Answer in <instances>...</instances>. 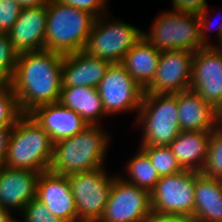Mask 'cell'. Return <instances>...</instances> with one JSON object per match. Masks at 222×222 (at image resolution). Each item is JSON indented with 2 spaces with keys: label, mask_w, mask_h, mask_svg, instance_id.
<instances>
[{
  "label": "cell",
  "mask_w": 222,
  "mask_h": 222,
  "mask_svg": "<svg viewBox=\"0 0 222 222\" xmlns=\"http://www.w3.org/2000/svg\"><path fill=\"white\" fill-rule=\"evenodd\" d=\"M41 173L25 169L0 167V206L21 213L36 197L37 182Z\"/></svg>",
  "instance_id": "15"
},
{
  "label": "cell",
  "mask_w": 222,
  "mask_h": 222,
  "mask_svg": "<svg viewBox=\"0 0 222 222\" xmlns=\"http://www.w3.org/2000/svg\"><path fill=\"white\" fill-rule=\"evenodd\" d=\"M208 13V6L202 10L199 14H198V20H199V29H200V39L202 41V44L205 47H214V43H211V40H209V36H208V30H211L213 24L211 23L210 18L207 16L209 14ZM218 27L216 28V32H217V39L218 42H220L221 38H222V21H219L218 23ZM214 31V29H213ZM207 32V33H206Z\"/></svg>",
  "instance_id": "32"
},
{
  "label": "cell",
  "mask_w": 222,
  "mask_h": 222,
  "mask_svg": "<svg viewBox=\"0 0 222 222\" xmlns=\"http://www.w3.org/2000/svg\"><path fill=\"white\" fill-rule=\"evenodd\" d=\"M95 19L85 10L50 0L47 4L45 50L63 55L84 50Z\"/></svg>",
  "instance_id": "4"
},
{
  "label": "cell",
  "mask_w": 222,
  "mask_h": 222,
  "mask_svg": "<svg viewBox=\"0 0 222 222\" xmlns=\"http://www.w3.org/2000/svg\"><path fill=\"white\" fill-rule=\"evenodd\" d=\"M13 222H22V221L19 220V219L14 218Z\"/></svg>",
  "instance_id": "39"
},
{
  "label": "cell",
  "mask_w": 222,
  "mask_h": 222,
  "mask_svg": "<svg viewBox=\"0 0 222 222\" xmlns=\"http://www.w3.org/2000/svg\"><path fill=\"white\" fill-rule=\"evenodd\" d=\"M63 54L39 50L18 54L10 82L22 114L36 107L59 102L62 89Z\"/></svg>",
  "instance_id": "1"
},
{
  "label": "cell",
  "mask_w": 222,
  "mask_h": 222,
  "mask_svg": "<svg viewBox=\"0 0 222 222\" xmlns=\"http://www.w3.org/2000/svg\"><path fill=\"white\" fill-rule=\"evenodd\" d=\"M196 171L182 170L179 173L160 177L150 192L151 211L163 214L194 215Z\"/></svg>",
  "instance_id": "9"
},
{
  "label": "cell",
  "mask_w": 222,
  "mask_h": 222,
  "mask_svg": "<svg viewBox=\"0 0 222 222\" xmlns=\"http://www.w3.org/2000/svg\"><path fill=\"white\" fill-rule=\"evenodd\" d=\"M211 132L181 131L169 144L183 170L202 172L208 155Z\"/></svg>",
  "instance_id": "20"
},
{
  "label": "cell",
  "mask_w": 222,
  "mask_h": 222,
  "mask_svg": "<svg viewBox=\"0 0 222 222\" xmlns=\"http://www.w3.org/2000/svg\"><path fill=\"white\" fill-rule=\"evenodd\" d=\"M18 54L9 40L8 33L0 32V84H10Z\"/></svg>",
  "instance_id": "28"
},
{
  "label": "cell",
  "mask_w": 222,
  "mask_h": 222,
  "mask_svg": "<svg viewBox=\"0 0 222 222\" xmlns=\"http://www.w3.org/2000/svg\"><path fill=\"white\" fill-rule=\"evenodd\" d=\"M128 161L125 166L126 178L120 174L119 176L126 182L145 189L150 193L159 181L160 176L148 156L139 148L135 156L130 160L128 159Z\"/></svg>",
  "instance_id": "24"
},
{
  "label": "cell",
  "mask_w": 222,
  "mask_h": 222,
  "mask_svg": "<svg viewBox=\"0 0 222 222\" xmlns=\"http://www.w3.org/2000/svg\"><path fill=\"white\" fill-rule=\"evenodd\" d=\"M104 168L65 175L77 210V222H98L109 200L116 176Z\"/></svg>",
  "instance_id": "8"
},
{
  "label": "cell",
  "mask_w": 222,
  "mask_h": 222,
  "mask_svg": "<svg viewBox=\"0 0 222 222\" xmlns=\"http://www.w3.org/2000/svg\"><path fill=\"white\" fill-rule=\"evenodd\" d=\"M194 53L186 50L161 52L152 81L144 94H178L189 90Z\"/></svg>",
  "instance_id": "12"
},
{
  "label": "cell",
  "mask_w": 222,
  "mask_h": 222,
  "mask_svg": "<svg viewBox=\"0 0 222 222\" xmlns=\"http://www.w3.org/2000/svg\"><path fill=\"white\" fill-rule=\"evenodd\" d=\"M97 90L107 116L129 111L138 115L144 89L121 64L109 66Z\"/></svg>",
  "instance_id": "10"
},
{
  "label": "cell",
  "mask_w": 222,
  "mask_h": 222,
  "mask_svg": "<svg viewBox=\"0 0 222 222\" xmlns=\"http://www.w3.org/2000/svg\"><path fill=\"white\" fill-rule=\"evenodd\" d=\"M192 222H222V180L196 171Z\"/></svg>",
  "instance_id": "21"
},
{
  "label": "cell",
  "mask_w": 222,
  "mask_h": 222,
  "mask_svg": "<svg viewBox=\"0 0 222 222\" xmlns=\"http://www.w3.org/2000/svg\"><path fill=\"white\" fill-rule=\"evenodd\" d=\"M105 15L95 19L84 51L111 64H120L126 53L143 37V30L120 19L109 20Z\"/></svg>",
  "instance_id": "7"
},
{
  "label": "cell",
  "mask_w": 222,
  "mask_h": 222,
  "mask_svg": "<svg viewBox=\"0 0 222 222\" xmlns=\"http://www.w3.org/2000/svg\"><path fill=\"white\" fill-rule=\"evenodd\" d=\"M22 8L15 0H0V32L8 33L10 31Z\"/></svg>",
  "instance_id": "30"
},
{
  "label": "cell",
  "mask_w": 222,
  "mask_h": 222,
  "mask_svg": "<svg viewBox=\"0 0 222 222\" xmlns=\"http://www.w3.org/2000/svg\"><path fill=\"white\" fill-rule=\"evenodd\" d=\"M177 94H144L135 123L141 125L139 146H169L181 132Z\"/></svg>",
  "instance_id": "5"
},
{
  "label": "cell",
  "mask_w": 222,
  "mask_h": 222,
  "mask_svg": "<svg viewBox=\"0 0 222 222\" xmlns=\"http://www.w3.org/2000/svg\"><path fill=\"white\" fill-rule=\"evenodd\" d=\"M54 143L30 114H22L13 126L3 166L47 172Z\"/></svg>",
  "instance_id": "3"
},
{
  "label": "cell",
  "mask_w": 222,
  "mask_h": 222,
  "mask_svg": "<svg viewBox=\"0 0 222 222\" xmlns=\"http://www.w3.org/2000/svg\"><path fill=\"white\" fill-rule=\"evenodd\" d=\"M13 126L0 127V167L3 166Z\"/></svg>",
  "instance_id": "35"
},
{
  "label": "cell",
  "mask_w": 222,
  "mask_h": 222,
  "mask_svg": "<svg viewBox=\"0 0 222 222\" xmlns=\"http://www.w3.org/2000/svg\"><path fill=\"white\" fill-rule=\"evenodd\" d=\"M181 131L211 132L219 124V112L189 89L177 94Z\"/></svg>",
  "instance_id": "19"
},
{
  "label": "cell",
  "mask_w": 222,
  "mask_h": 222,
  "mask_svg": "<svg viewBox=\"0 0 222 222\" xmlns=\"http://www.w3.org/2000/svg\"><path fill=\"white\" fill-rule=\"evenodd\" d=\"M145 38L158 51L186 50L195 53L205 48L200 39L197 13L176 10L162 11L151 23Z\"/></svg>",
  "instance_id": "6"
},
{
  "label": "cell",
  "mask_w": 222,
  "mask_h": 222,
  "mask_svg": "<svg viewBox=\"0 0 222 222\" xmlns=\"http://www.w3.org/2000/svg\"><path fill=\"white\" fill-rule=\"evenodd\" d=\"M190 89L218 112L222 110V52L205 47L194 53Z\"/></svg>",
  "instance_id": "13"
},
{
  "label": "cell",
  "mask_w": 222,
  "mask_h": 222,
  "mask_svg": "<svg viewBox=\"0 0 222 222\" xmlns=\"http://www.w3.org/2000/svg\"><path fill=\"white\" fill-rule=\"evenodd\" d=\"M143 222H192L190 218L182 215L163 214L151 211Z\"/></svg>",
  "instance_id": "34"
},
{
  "label": "cell",
  "mask_w": 222,
  "mask_h": 222,
  "mask_svg": "<svg viewBox=\"0 0 222 222\" xmlns=\"http://www.w3.org/2000/svg\"><path fill=\"white\" fill-rule=\"evenodd\" d=\"M101 127L89 125L78 134L54 143L49 171L68 175L105 168V158L111 139Z\"/></svg>",
  "instance_id": "2"
},
{
  "label": "cell",
  "mask_w": 222,
  "mask_h": 222,
  "mask_svg": "<svg viewBox=\"0 0 222 222\" xmlns=\"http://www.w3.org/2000/svg\"><path fill=\"white\" fill-rule=\"evenodd\" d=\"M29 114L53 143L74 136L89 126L79 114L60 102L38 106Z\"/></svg>",
  "instance_id": "17"
},
{
  "label": "cell",
  "mask_w": 222,
  "mask_h": 222,
  "mask_svg": "<svg viewBox=\"0 0 222 222\" xmlns=\"http://www.w3.org/2000/svg\"><path fill=\"white\" fill-rule=\"evenodd\" d=\"M36 198L44 203L54 216L65 222H77L74 197L65 175L50 171L41 173L37 182Z\"/></svg>",
  "instance_id": "16"
},
{
  "label": "cell",
  "mask_w": 222,
  "mask_h": 222,
  "mask_svg": "<svg viewBox=\"0 0 222 222\" xmlns=\"http://www.w3.org/2000/svg\"><path fill=\"white\" fill-rule=\"evenodd\" d=\"M20 214L22 222H65L54 216L36 197L24 207Z\"/></svg>",
  "instance_id": "29"
},
{
  "label": "cell",
  "mask_w": 222,
  "mask_h": 222,
  "mask_svg": "<svg viewBox=\"0 0 222 222\" xmlns=\"http://www.w3.org/2000/svg\"><path fill=\"white\" fill-rule=\"evenodd\" d=\"M17 1L23 8L25 7H37L41 5H47L50 0H15Z\"/></svg>",
  "instance_id": "36"
},
{
  "label": "cell",
  "mask_w": 222,
  "mask_h": 222,
  "mask_svg": "<svg viewBox=\"0 0 222 222\" xmlns=\"http://www.w3.org/2000/svg\"><path fill=\"white\" fill-rule=\"evenodd\" d=\"M12 212L0 206V222H13Z\"/></svg>",
  "instance_id": "37"
},
{
  "label": "cell",
  "mask_w": 222,
  "mask_h": 222,
  "mask_svg": "<svg viewBox=\"0 0 222 222\" xmlns=\"http://www.w3.org/2000/svg\"><path fill=\"white\" fill-rule=\"evenodd\" d=\"M161 52L141 38L123 57L121 65L144 89L153 79Z\"/></svg>",
  "instance_id": "23"
},
{
  "label": "cell",
  "mask_w": 222,
  "mask_h": 222,
  "mask_svg": "<svg viewBox=\"0 0 222 222\" xmlns=\"http://www.w3.org/2000/svg\"><path fill=\"white\" fill-rule=\"evenodd\" d=\"M22 115L10 84H0V127L14 126Z\"/></svg>",
  "instance_id": "27"
},
{
  "label": "cell",
  "mask_w": 222,
  "mask_h": 222,
  "mask_svg": "<svg viewBox=\"0 0 222 222\" xmlns=\"http://www.w3.org/2000/svg\"><path fill=\"white\" fill-rule=\"evenodd\" d=\"M214 47L222 52V38H221L220 42L218 43V46L215 45Z\"/></svg>",
  "instance_id": "38"
},
{
  "label": "cell",
  "mask_w": 222,
  "mask_h": 222,
  "mask_svg": "<svg viewBox=\"0 0 222 222\" xmlns=\"http://www.w3.org/2000/svg\"><path fill=\"white\" fill-rule=\"evenodd\" d=\"M59 102L79 114L88 125H100V119L107 116L98 90L94 87H62Z\"/></svg>",
  "instance_id": "22"
},
{
  "label": "cell",
  "mask_w": 222,
  "mask_h": 222,
  "mask_svg": "<svg viewBox=\"0 0 222 222\" xmlns=\"http://www.w3.org/2000/svg\"><path fill=\"white\" fill-rule=\"evenodd\" d=\"M54 1L68 4L77 9L85 10L93 14L96 18L106 14L108 8L107 7L108 0H54Z\"/></svg>",
  "instance_id": "31"
},
{
  "label": "cell",
  "mask_w": 222,
  "mask_h": 222,
  "mask_svg": "<svg viewBox=\"0 0 222 222\" xmlns=\"http://www.w3.org/2000/svg\"><path fill=\"white\" fill-rule=\"evenodd\" d=\"M110 62L82 50L63 55L62 87L89 86L97 88Z\"/></svg>",
  "instance_id": "18"
},
{
  "label": "cell",
  "mask_w": 222,
  "mask_h": 222,
  "mask_svg": "<svg viewBox=\"0 0 222 222\" xmlns=\"http://www.w3.org/2000/svg\"><path fill=\"white\" fill-rule=\"evenodd\" d=\"M150 212V193L116 174L109 200L98 222H143Z\"/></svg>",
  "instance_id": "11"
},
{
  "label": "cell",
  "mask_w": 222,
  "mask_h": 222,
  "mask_svg": "<svg viewBox=\"0 0 222 222\" xmlns=\"http://www.w3.org/2000/svg\"><path fill=\"white\" fill-rule=\"evenodd\" d=\"M202 173L222 180V126L220 124L210 133L207 161Z\"/></svg>",
  "instance_id": "26"
},
{
  "label": "cell",
  "mask_w": 222,
  "mask_h": 222,
  "mask_svg": "<svg viewBox=\"0 0 222 222\" xmlns=\"http://www.w3.org/2000/svg\"><path fill=\"white\" fill-rule=\"evenodd\" d=\"M47 5L22 8L8 32L13 48L18 52L45 50Z\"/></svg>",
  "instance_id": "14"
},
{
  "label": "cell",
  "mask_w": 222,
  "mask_h": 222,
  "mask_svg": "<svg viewBox=\"0 0 222 222\" xmlns=\"http://www.w3.org/2000/svg\"><path fill=\"white\" fill-rule=\"evenodd\" d=\"M139 148L148 156L160 177L183 170L168 146H139Z\"/></svg>",
  "instance_id": "25"
},
{
  "label": "cell",
  "mask_w": 222,
  "mask_h": 222,
  "mask_svg": "<svg viewBox=\"0 0 222 222\" xmlns=\"http://www.w3.org/2000/svg\"><path fill=\"white\" fill-rule=\"evenodd\" d=\"M172 10L199 14L208 6L207 0H172Z\"/></svg>",
  "instance_id": "33"
}]
</instances>
